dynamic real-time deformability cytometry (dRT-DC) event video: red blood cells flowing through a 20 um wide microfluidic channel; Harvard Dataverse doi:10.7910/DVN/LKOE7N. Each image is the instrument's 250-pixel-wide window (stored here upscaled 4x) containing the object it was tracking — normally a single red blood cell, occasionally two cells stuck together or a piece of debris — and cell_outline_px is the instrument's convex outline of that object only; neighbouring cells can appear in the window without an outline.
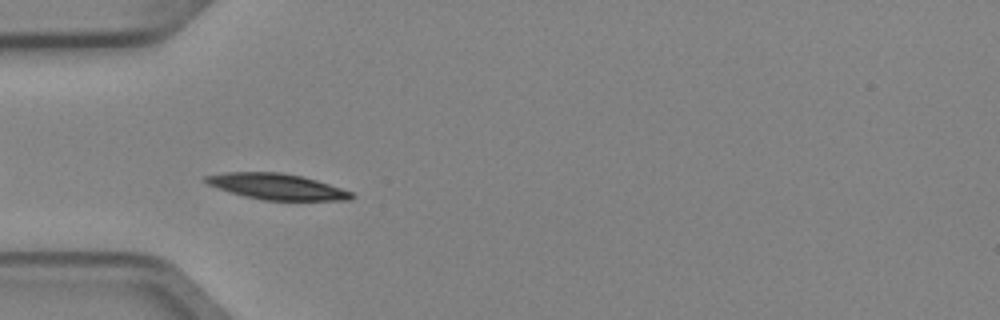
{"species": "Egyptian fruit bat (a non-hibernating species)", "species_latin": "Rousettus aegyptiacus", "temperature_condition": "cold", "stored_images_in_passage": 6, "camera_frame_rate_fps": 3000, "um_per_image_px": 0.085, "animal": {"sex": "female"}, "frame": {"image": 1, "passage_image": 5, "time_ms": 1.333, "image_size_px": [1000, 320], "cell_outline_px": [[356, 196], [352, 200], [264, 200], [244, 196], [216, 188], [200, 180], [204, 176], [224, 172], [280, 172], [300, 176], [316, 180], [352, 192]], "centroid_in_image_um": [23.48, 15.86], "position_along_channel_um": 61.5, "area_um2": 22.02}}
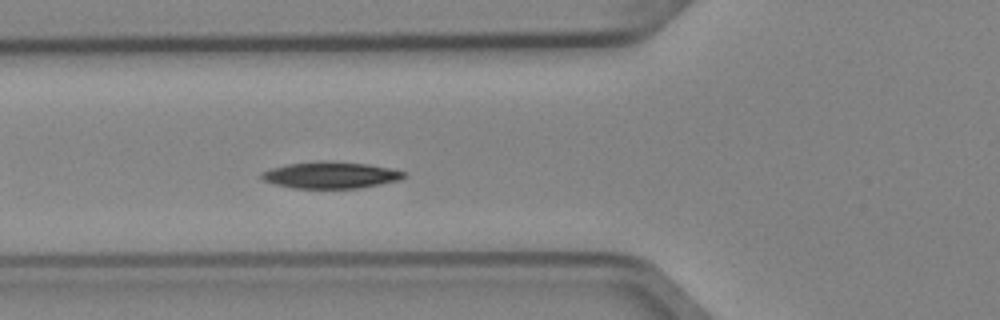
{"frame": {"image": 2, "passage_image": 6, "time_ms": 1.667, "image_size_px": [1000, 320], "cell_outline_px": [[408, 176], [400, 180], [360, 188], [292, 188], [276, 184], [264, 180], [260, 176], [264, 172], [272, 168], [288, 164], [368, 164], [388, 168], [404, 172]], "centroid_in_image_um": [28.16, 14.94], "position_along_channel_um": 97.6, "area_um2": 20.75}}